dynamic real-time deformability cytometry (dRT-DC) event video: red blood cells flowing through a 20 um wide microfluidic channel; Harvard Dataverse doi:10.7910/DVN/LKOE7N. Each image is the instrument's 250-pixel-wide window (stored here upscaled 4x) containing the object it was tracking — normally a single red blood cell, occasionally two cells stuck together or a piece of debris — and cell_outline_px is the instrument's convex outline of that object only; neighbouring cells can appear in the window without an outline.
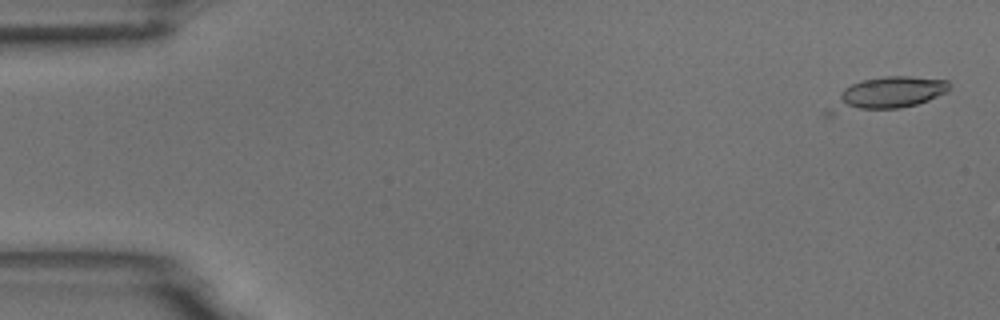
{"species": "common noctule bat (a hibernating species)", "species_latin": "Nyctalus noctula", "temperature_condition": "room temperature", "stored_images_in_passage": 6, "camera_frame_rate_fps": 3000, "um_per_image_px": 0.085, "animal": {"sex": "male", "body_mass_g": 18.8}, "frame": {"image": 1, "passage_image": 2, "time_ms": 0.333, "image_size_px": [1000, 320], "cell_outline_px": [[948, 92], [928, 100], [916, 104], [900, 108], [832, 116], [824, 116], [824, 112], [840, 92], [844, 88], [852, 84], [864, 80], [888, 76], [912, 76], [948, 80]], "centroid_in_image_um": [75.29, 8.02], "position_along_channel_um": 9.7, "area_um2": 23.24}}
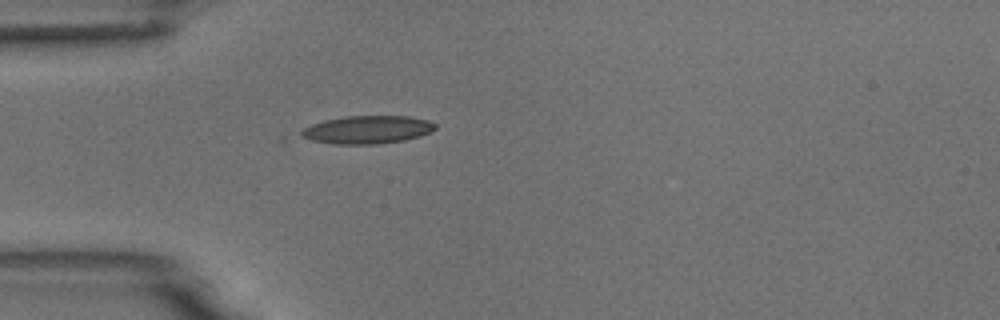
{"frame": {"image": 2, "passage_image": 6, "time_ms": 1.667, "image_size_px": [1000, 320], "cell_outline_px": [[436, 128], [420, 136], [404, 140], [380, 144], [332, 144], [312, 140], [300, 136], [300, 132], [304, 128], [312, 124], [324, 120], [344, 116], [408, 116], [428, 120], [436, 124]], "centroid_in_image_um": [31.21, 11.02], "position_along_channel_um": 53.8, "area_um2": 21.85}}